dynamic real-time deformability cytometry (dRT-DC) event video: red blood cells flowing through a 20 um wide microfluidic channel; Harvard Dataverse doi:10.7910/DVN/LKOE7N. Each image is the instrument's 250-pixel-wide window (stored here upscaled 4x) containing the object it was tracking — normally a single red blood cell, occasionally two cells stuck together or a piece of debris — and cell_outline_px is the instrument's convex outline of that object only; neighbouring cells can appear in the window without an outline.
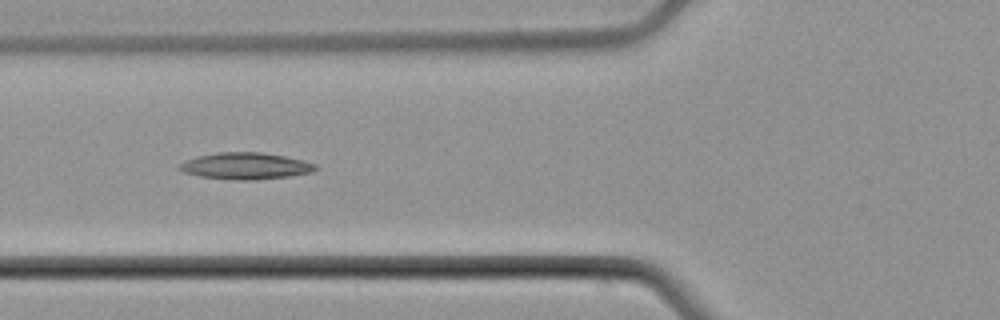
{"species": "common noctule bat (a hibernating species)", "species_latin": "Nyctalus noctula", "temperature_condition": "cold", "stored_images_in_passage": 6, "camera_frame_rate_fps": 3000, "um_per_image_px": 0.085, "animal": {"sex": "male", "body_mass_g": 21.5, "forearm_length_mm": 52.0}, "frame": {"image": 1, "passage_image": 6, "time_ms": 6.0, "image_size_px": [1000, 320], "cell_outline_px": [[320, 168], [312, 172], [292, 176], [256, 180], [236, 180], [200, 176], [184, 172], [176, 168], [180, 164], [196, 156], [216, 152], [260, 152], [284, 156], [304, 160], [316, 164]], "centroid_in_image_um": [20.92, 14.11], "position_along_channel_um": 104.9, "area_um2": 21.27}}